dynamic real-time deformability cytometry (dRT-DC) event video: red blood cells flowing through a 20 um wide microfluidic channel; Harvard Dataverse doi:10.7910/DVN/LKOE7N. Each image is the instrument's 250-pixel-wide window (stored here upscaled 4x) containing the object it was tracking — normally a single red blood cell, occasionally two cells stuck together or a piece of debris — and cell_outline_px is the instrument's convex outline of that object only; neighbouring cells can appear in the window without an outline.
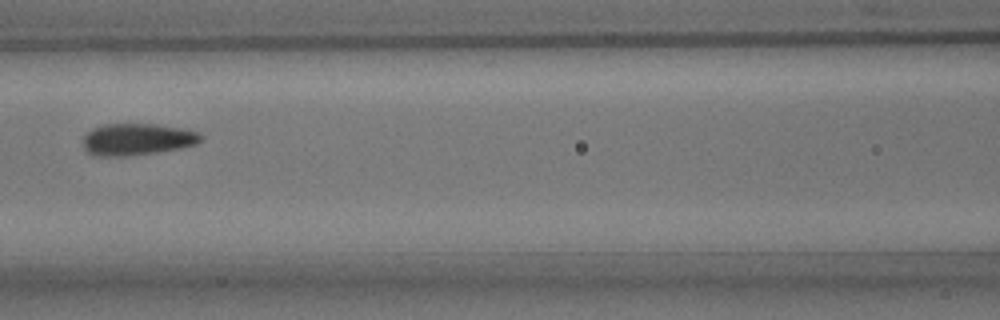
{"species": "common noctule bat (a hibernating species)", "species_latin": "Nyctalus noctula", "temperature_condition": "room temperature", "stored_images_in_passage": 7, "camera_frame_rate_fps": 3000, "um_per_image_px": 0.085, "animal": {"sex": "male", "body_mass_g": 15.6}, "frame": {"image": 1, "passage_image": 7, "time_ms": 7.0, "image_size_px": [1000, 320], "cell_outline_px": [[204, 136], [196, 144], [180, 148], [128, 156], [92, 156], [84, 148], [84, 136], [92, 128], [104, 124], [156, 124], [188, 128], [200, 132]], "centroid_in_image_um": [11.69, 11.83], "position_along_channel_um": 154.9, "area_um2": 22.02}}